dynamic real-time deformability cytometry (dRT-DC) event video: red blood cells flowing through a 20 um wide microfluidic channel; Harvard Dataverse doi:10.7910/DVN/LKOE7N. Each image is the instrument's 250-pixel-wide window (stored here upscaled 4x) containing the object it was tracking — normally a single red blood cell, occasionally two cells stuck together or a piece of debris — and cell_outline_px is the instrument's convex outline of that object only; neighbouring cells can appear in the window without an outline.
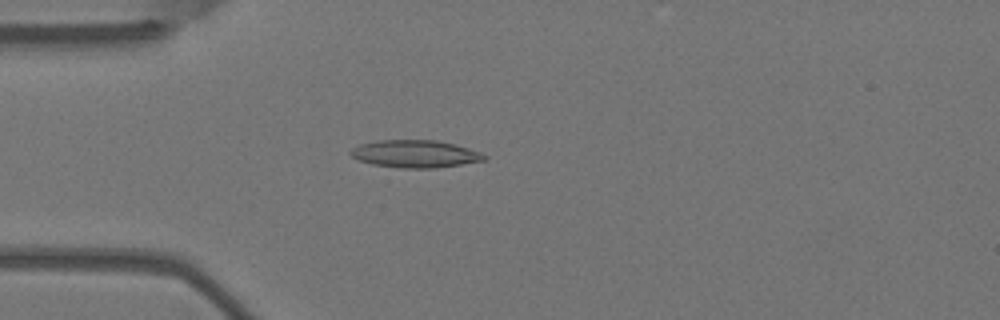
{"species": "Egyptian fruit bat (a non-hibernating species)", "species_latin": "Rousettus aegyptiacus", "temperature_condition": "warm", "stored_images_in_passage": 5, "camera_frame_rate_fps": 3000, "um_per_image_px": 0.085, "animal": {"sex": "female"}, "frame": {"image": 1, "passage_image": 5, "time_ms": 1.333, "image_size_px": [1000, 320], "cell_outline_px": [[488, 160], [436, 168], [400, 168], [372, 164], [360, 160], [352, 156], [348, 152], [352, 148], [360, 144], [376, 140], [436, 140], [456, 144], [480, 152], [488, 156]], "centroid_in_image_um": [35.31, 13.07], "position_along_channel_um": 49.7, "area_um2": 21.56}}